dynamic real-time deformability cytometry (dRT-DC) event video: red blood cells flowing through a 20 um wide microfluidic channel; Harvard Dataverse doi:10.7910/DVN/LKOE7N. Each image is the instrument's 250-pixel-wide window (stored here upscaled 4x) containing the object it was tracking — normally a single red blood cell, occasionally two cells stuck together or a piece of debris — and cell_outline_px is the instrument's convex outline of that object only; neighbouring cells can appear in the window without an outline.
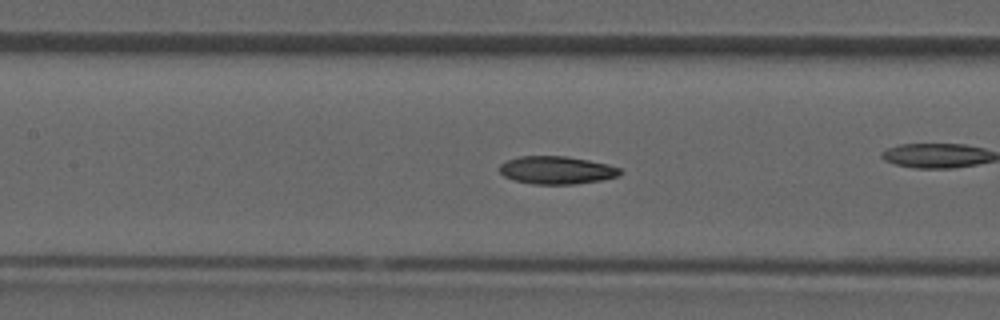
{"species": "common noctule bat (a hibernating species)", "species_latin": "Nyctalus noctula", "temperature_condition": "room temperature", "stored_images_in_passage": 41, "camera_frame_rate_fps": 3000, "um_per_image_px": 0.085, "animal": {"sex": "male", "forearm_length_mm": 52.5}, "frame": {"image": 1, "passage_image": 18, "time_ms": 5.667, "image_size_px": [1000, 320], "cell_outline_px": [[624, 172], [616, 176], [600, 180], [576, 184], [532, 184], [512, 180], [504, 176], [500, 172], [500, 164], [508, 160], [520, 156], [564, 156], [588, 160], [608, 164], [620, 168]], "centroid_in_image_um": [47.3, 14.46], "position_along_channel_um": 160.1, "area_um2": 19.54}}